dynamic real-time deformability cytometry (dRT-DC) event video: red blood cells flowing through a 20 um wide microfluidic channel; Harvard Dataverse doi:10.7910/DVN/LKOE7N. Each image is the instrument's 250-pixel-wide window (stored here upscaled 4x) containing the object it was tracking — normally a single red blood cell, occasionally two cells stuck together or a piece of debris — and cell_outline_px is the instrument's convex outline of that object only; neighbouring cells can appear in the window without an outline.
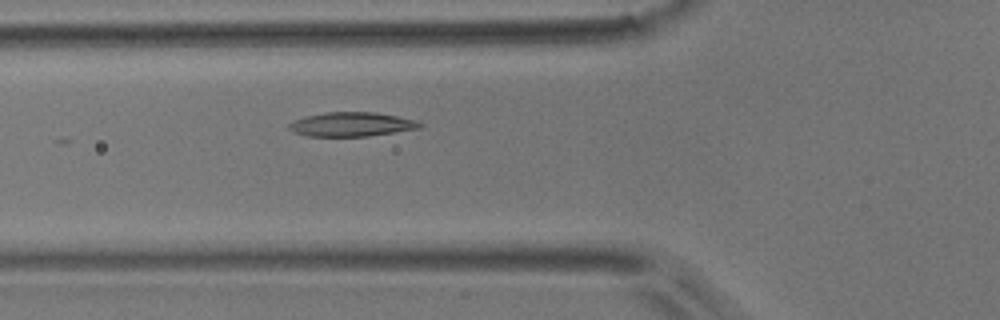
{"species": "common noctule bat (a hibernating species)", "species_latin": "Nyctalus noctula", "temperature_condition": "room temperature", "stored_images_in_passage": 5, "camera_frame_rate_fps": 3000, "um_per_image_px": 0.085, "animal": {"sex": "male", "body_mass_g": 17.9}, "frame": {"image": 1, "passage_image": 5, "time_ms": 4.667, "image_size_px": [1000, 320], "cell_outline_px": [[424, 124], [420, 128], [368, 136], [308, 136], [292, 132], [288, 128], [288, 124], [292, 120], [304, 116], [324, 112], [376, 112], [420, 120]], "centroid_in_image_um": [29.88, 10.56], "position_along_channel_um": 95.9, "area_um2": 18.73}}